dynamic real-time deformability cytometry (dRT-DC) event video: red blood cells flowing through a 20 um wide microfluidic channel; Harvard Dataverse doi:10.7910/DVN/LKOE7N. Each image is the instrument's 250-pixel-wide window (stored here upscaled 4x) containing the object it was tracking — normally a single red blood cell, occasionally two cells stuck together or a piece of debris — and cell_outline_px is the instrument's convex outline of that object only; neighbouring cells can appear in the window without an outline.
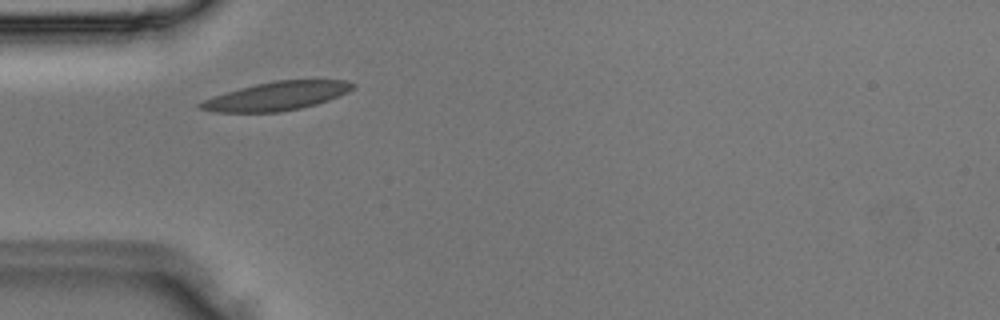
{"species": "Egyptian fruit bat (a non-hibernating species)", "species_latin": "Rousettus aegyptiacus", "temperature_condition": "room temperature", "stored_images_in_passage": 3, "camera_frame_rate_fps": 3000, "um_per_image_px": 0.085, "animal": {"sex": "male"}, "frame": {"image": 1, "passage_image": 2, "time_ms": 0.333, "image_size_px": [1000, 320], "cell_outline_px": [[356, 84], [348, 92], [328, 100], [316, 104], [300, 108], [280, 112], [216, 112], [200, 108], [196, 104], [212, 96], [240, 88], [256, 84], [276, 80], [348, 80]], "centroid_in_image_um": [23.52, 8.16], "position_along_channel_um": 61.5, "area_um2": 25.2}}